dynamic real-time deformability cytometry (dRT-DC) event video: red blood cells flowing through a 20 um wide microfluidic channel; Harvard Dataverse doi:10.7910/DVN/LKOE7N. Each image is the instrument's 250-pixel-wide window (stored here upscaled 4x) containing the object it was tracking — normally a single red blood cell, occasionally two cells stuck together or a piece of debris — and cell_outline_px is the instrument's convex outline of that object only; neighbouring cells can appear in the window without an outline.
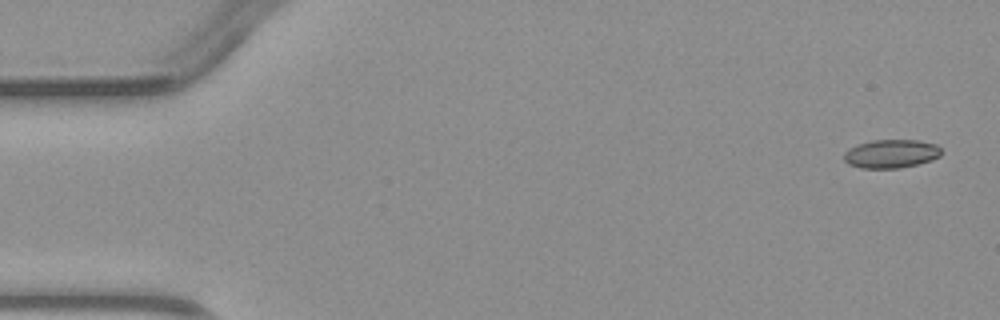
{"species": "common noctule bat (a hibernating species)", "species_latin": "Nyctalus noctula", "temperature_condition": "warm", "stored_images_in_passage": 5, "camera_frame_rate_fps": 3000, "um_per_image_px": 0.085, "animal": {"sex": "male", "body_mass_g": 23.1, "forearm_length_mm": 52.7}, "frame": {"image": 1, "passage_image": 1, "time_ms": 0.0, "image_size_px": [1000, 320], "cell_outline_px": [[944, 152], [940, 156], [932, 160], [900, 168], [860, 168], [848, 164], [844, 160], [844, 152], [848, 148], [856, 144], [872, 140], [920, 140], [936, 144]], "centroid_in_image_um": [75.74, 13.06], "position_along_channel_um": 9.3, "area_um2": 16.42}}
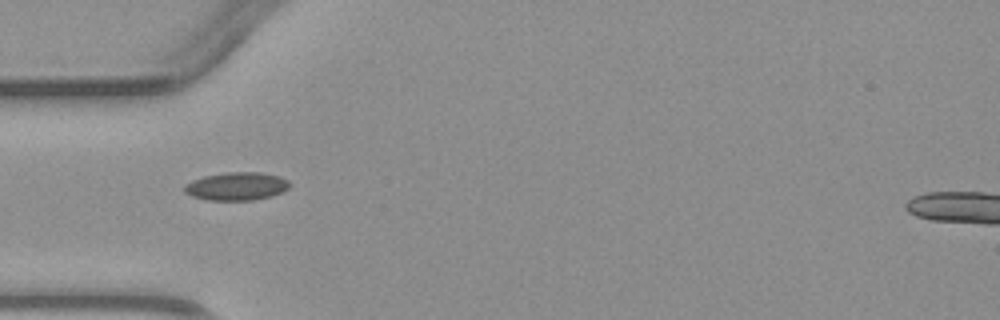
{"frame": {"image": 2, "passage_image": 4, "time_ms": 4.333, "image_size_px": [1000, 320], "cell_outline_px": [[292, 184], [288, 188], [272, 196], [252, 200], [208, 200], [192, 196], [184, 192], [184, 184], [192, 180], [204, 176], [228, 172], [260, 172], [280, 176], [288, 180]], "centroid_in_image_um": [20.11, 15.83], "position_along_channel_um": 64.9, "area_um2": 17.28}}
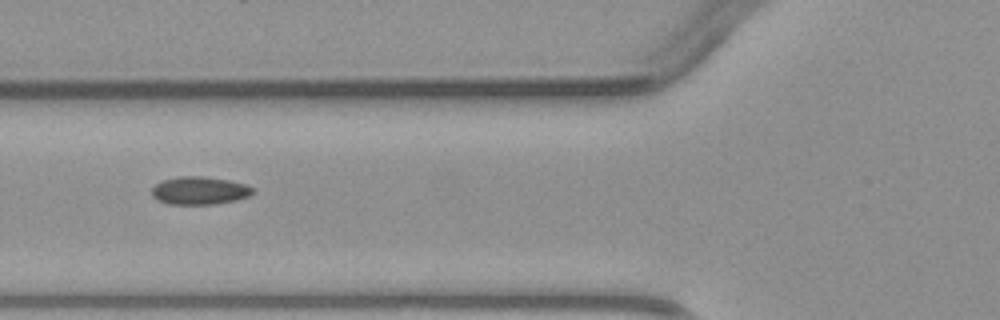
{"frame": {"image": 3, "passage_image": 5, "time_ms": 5.333, "image_size_px": [1000, 320], "cell_outline_px": [[256, 192], [248, 196], [236, 200], [212, 204], [168, 204], [152, 196], [152, 188], [156, 184], [164, 180], [176, 176], [200, 176], [228, 180], [244, 184], [256, 188]], "centroid_in_image_um": [16.99, 16.19], "position_along_channel_um": 108.8, "area_um2": 16.36}}